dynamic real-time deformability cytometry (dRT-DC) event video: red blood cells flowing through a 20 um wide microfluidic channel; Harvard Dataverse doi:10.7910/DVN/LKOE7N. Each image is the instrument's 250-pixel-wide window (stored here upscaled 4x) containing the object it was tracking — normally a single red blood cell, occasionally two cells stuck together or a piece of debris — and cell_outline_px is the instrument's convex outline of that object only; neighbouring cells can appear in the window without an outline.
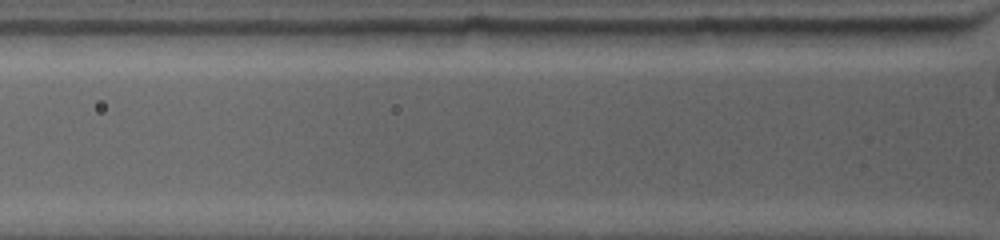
{"species": "common noctule bat (a hibernating species)", "species_latin": "Nyctalus noctula", "temperature_condition": "warm", "stored_images_in_passage": 5, "camera_frame_rate_fps": 4500, "um_per_image_px": 0.085, "animal": {"sex": "female", "body_mass_g": 19.0, "forearm_length_mm": 53.3}, "frame": {"image": 1, "passage_image": 5, "time_ms": 0.889, "image_size_px": [1000, 240], "cell_outline_px": [[952, 36], [944, 44], [840, 44], [828, 28], [948, 28], [952, 32]], "centroid_in_image_um": [75.8, 3.04], "position_along_channel_um": 50.0, "area_um2": 13.35}}